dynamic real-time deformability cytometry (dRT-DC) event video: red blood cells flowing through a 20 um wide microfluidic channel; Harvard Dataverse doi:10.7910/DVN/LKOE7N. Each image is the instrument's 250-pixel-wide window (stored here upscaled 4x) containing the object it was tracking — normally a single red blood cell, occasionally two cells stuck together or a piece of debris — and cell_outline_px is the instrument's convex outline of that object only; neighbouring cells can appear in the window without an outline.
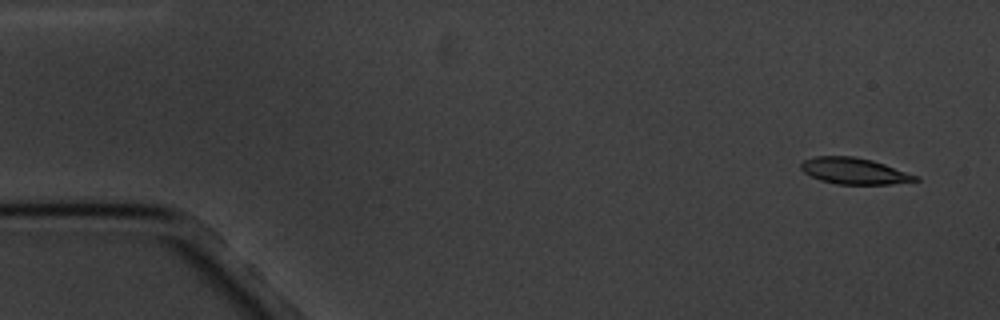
{"species": "common noctule bat (a hibernating species)", "species_latin": "Nyctalus noctula", "temperature_condition": "cold", "stored_images_in_passage": 4, "camera_frame_rate_fps": 3000, "um_per_image_px": 0.085, "animal": {"sex": "male", "body_mass_g": 20.1, "forearm_length_mm": 53.5}, "frame": {"image": 1, "passage_image": 1, "time_ms": 0.0, "image_size_px": [1000, 320], "cell_outline_px": [[920, 180], [892, 184], [836, 184], [820, 180], [804, 172], [800, 168], [800, 164], [804, 160], [816, 156], [852, 156], [872, 160], [920, 176]], "centroid_in_image_um": [72.63, 14.54], "position_along_channel_um": 12.4, "area_um2": 17.51}}
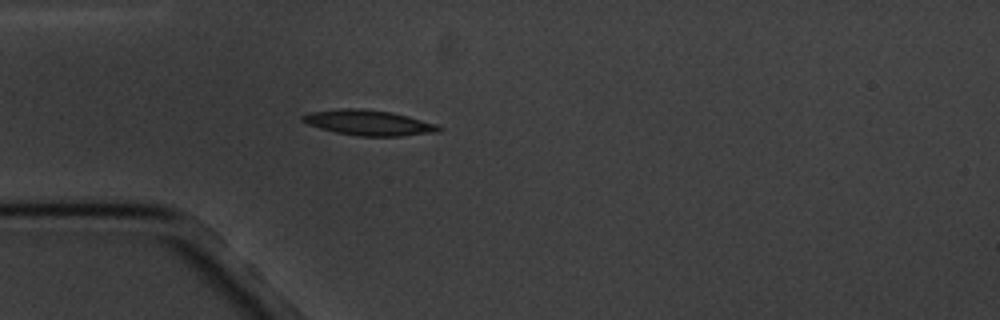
{"frame": {"image": 2, "passage_image": 4, "time_ms": 4.333, "image_size_px": [1000, 320], "cell_outline_px": [[444, 128], [440, 132], [400, 136], [356, 136], [336, 132], [320, 128], [308, 124], [300, 120], [300, 116], [308, 112], [340, 108], [360, 108], [392, 112], [440, 124]], "centroid_in_image_um": [31.37, 10.43], "position_along_channel_um": 53.6, "area_um2": 20.46}}